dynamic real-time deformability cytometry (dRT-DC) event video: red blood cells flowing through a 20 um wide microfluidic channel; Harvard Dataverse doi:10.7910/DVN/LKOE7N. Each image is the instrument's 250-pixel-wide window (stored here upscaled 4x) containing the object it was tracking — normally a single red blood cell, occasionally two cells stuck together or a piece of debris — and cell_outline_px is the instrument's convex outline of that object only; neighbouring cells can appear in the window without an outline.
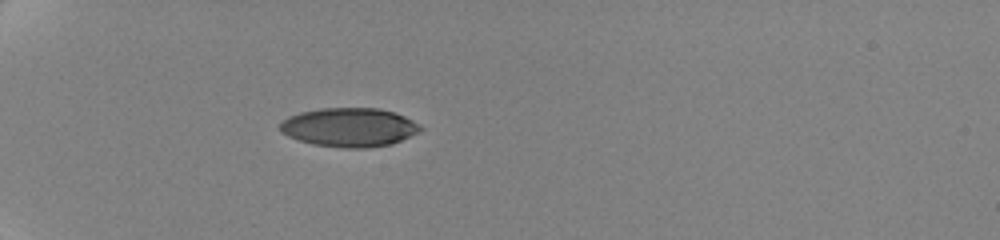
{"species": "human", "species_latin": "Homo sapiens", "temperature_condition": "cold", "stored_images_in_passage": 5, "camera_frame_rate_fps": 3000, "um_per_image_px": 0.085, "donor": {"sex": "female"}, "frame": {"image": 1, "passage_image": 1, "time_ms": 0.0, "image_size_px": [1000, 240], "cell_outline_px": [[424, 128], [420, 132], [392, 144], [368, 148], [344, 148], [312, 144], [288, 136], [280, 132], [280, 124], [288, 116], [300, 112], [320, 108], [376, 108], [392, 112], [404, 116], [420, 124]], "centroid_in_image_um": [29.7, 10.83], "position_along_channel_um": 55.3, "area_um2": 31.91}}
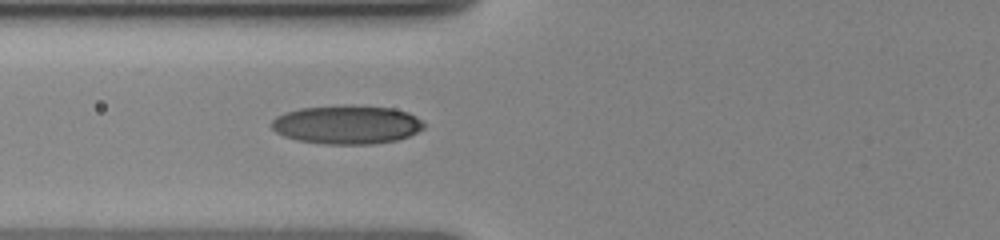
{"frame": {"image": 2, "passage_image": 5, "time_ms": 2.0, "image_size_px": [1000, 240], "cell_outline_px": [[424, 128], [408, 136], [396, 140], [372, 144], [324, 144], [296, 140], [284, 136], [276, 132], [272, 128], [272, 120], [276, 116], [284, 112], [300, 108], [348, 104], [392, 108], [408, 112], [416, 116], [424, 124]], "centroid_in_image_um": [29.46, 10.58], "position_along_channel_um": 96.3, "area_um2": 34.56}}